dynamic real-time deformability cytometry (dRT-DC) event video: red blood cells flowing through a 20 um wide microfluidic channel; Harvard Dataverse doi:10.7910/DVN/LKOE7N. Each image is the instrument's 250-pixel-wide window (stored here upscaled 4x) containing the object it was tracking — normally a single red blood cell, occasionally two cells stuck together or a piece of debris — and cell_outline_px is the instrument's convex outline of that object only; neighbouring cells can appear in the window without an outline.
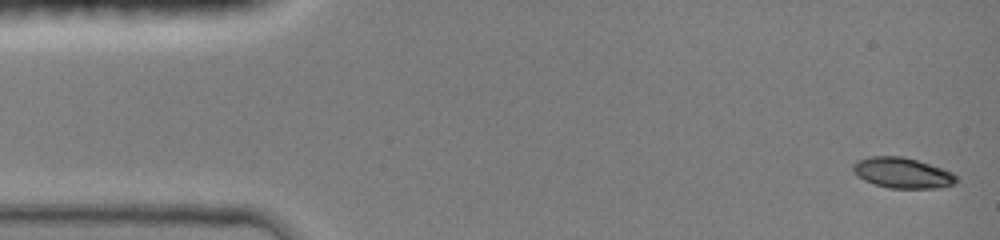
{"species": "common noctule bat (a hibernating species)", "species_latin": "Nyctalus noctula", "temperature_condition": "room temperature", "stored_images_in_passage": 27, "camera_frame_rate_fps": 3000, "um_per_image_px": 0.085, "animal": {"sex": "female", "body_mass_g": 19.0, "forearm_length_mm": 51.5}, "frame": {"image": 1, "passage_image": 1, "time_ms": 0.0, "image_size_px": [1000, 240], "cell_outline_px": [[956, 180], [952, 184], [932, 188], [888, 188], [864, 180], [852, 168], [852, 164], [860, 160], [872, 156], [900, 156], [916, 160], [952, 172], [956, 176]], "centroid_in_image_um": [76.68, 14.69], "position_along_channel_um": 8.3, "area_um2": 17.8}}
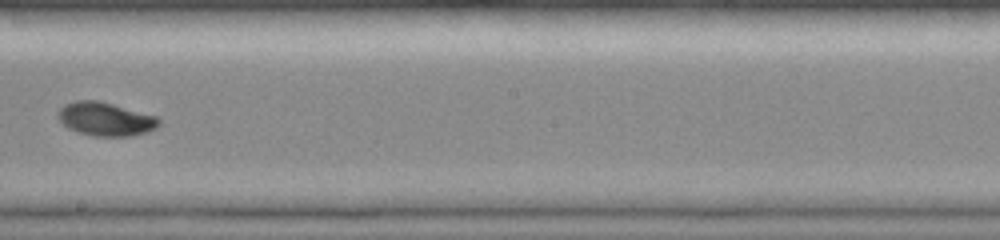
{"frame": {"image": 2, "passage_image": 15, "time_ms": 8.333, "image_size_px": [1000, 240], "cell_outline_px": [[160, 124], [156, 128], [148, 132], [132, 136], [92, 136], [68, 128], [56, 116], [60, 108], [64, 104], [76, 100], [100, 100], [156, 116], [160, 120]], "centroid_in_image_um": [8.98, 10.11], "position_along_channel_um": 239.2, "area_um2": 19.83}}
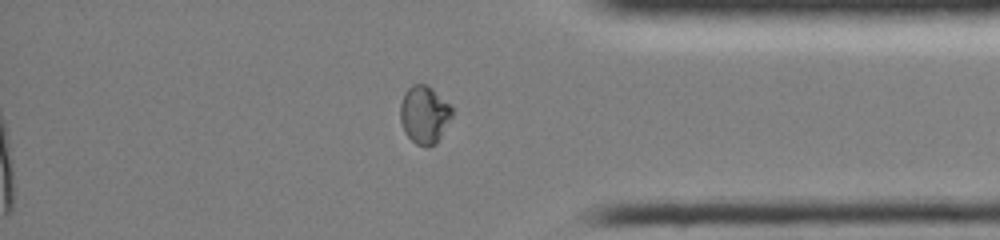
{"frame": {"image": 3, "passage_image": 27, "time_ms": 15.333, "image_size_px": [1000, 240], "cell_outline_px": [[452, 116], [436, 144], [428, 148], [416, 144], [404, 132], [400, 120], [400, 104], [404, 92], [412, 84], [424, 84], [432, 88], [452, 108]], "centroid_in_image_um": [36.04, 9.76], "position_along_channel_um": 399.2, "area_um2": 17.4}, "authors_computed_cell_mechanics": {"area_um2": 19.074, "velocity_mm_per_s": 4.1886, "shape_relaxation_time_tau1_ms": 5.1089, "shape_relaxation_time_tau2_ms": 3.3889, "deformation_change_tau1": 0.1931, "deformation_change_tau2": 0.0472}}